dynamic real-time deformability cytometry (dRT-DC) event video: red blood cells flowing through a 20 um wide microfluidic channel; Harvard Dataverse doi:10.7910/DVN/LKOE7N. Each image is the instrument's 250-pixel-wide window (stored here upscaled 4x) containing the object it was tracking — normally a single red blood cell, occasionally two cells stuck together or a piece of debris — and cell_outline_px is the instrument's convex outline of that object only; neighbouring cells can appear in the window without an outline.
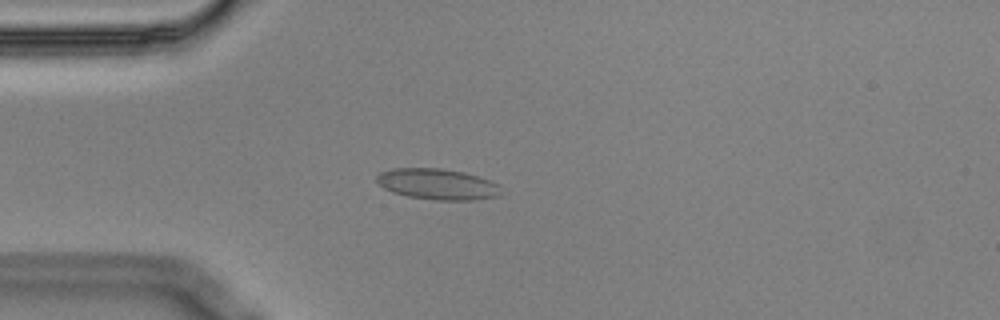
{"species": "Egyptian fruit bat (a non-hibernating species)", "species_latin": "Rousettus aegyptiacus", "temperature_condition": "cold", "stored_images_in_passage": 44, "camera_frame_rate_fps": 3000, "um_per_image_px": 0.085, "animal": {"sex": "male"}, "frame": {"image": 1, "passage_image": 8, "time_ms": 2.333, "image_size_px": [1000, 320], "cell_outline_px": [[500, 196], [476, 200], [436, 200], [408, 196], [392, 192], [384, 188], [376, 180], [376, 176], [380, 172], [392, 168], [440, 168], [464, 172], [500, 184]], "centroid_in_image_um": [37.19, 15.65], "position_along_channel_um": 47.8, "area_um2": 22.43}}
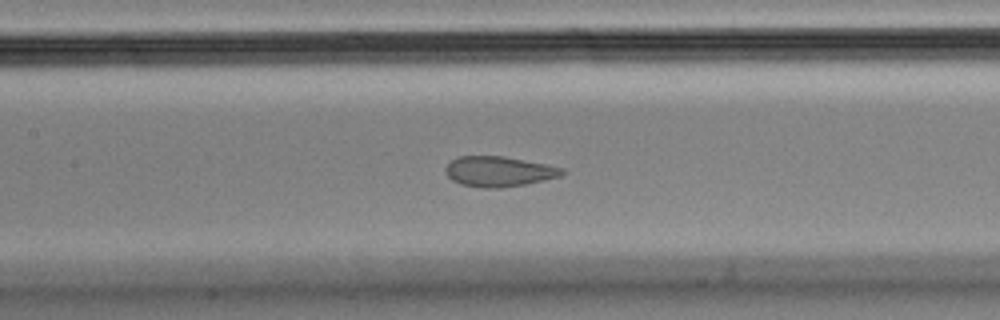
{"frame": {"image": 2, "passage_image": 19, "time_ms": 6.0, "image_size_px": [1000, 320], "cell_outline_px": [[568, 172], [560, 176], [544, 180], [524, 184], [496, 188], [480, 188], [460, 184], [452, 180], [444, 172], [444, 168], [452, 160], [460, 156], [504, 156], [564, 168]], "centroid_in_image_um": [42.39, 14.58], "position_along_channel_um": 165.0, "area_um2": 20.52}}
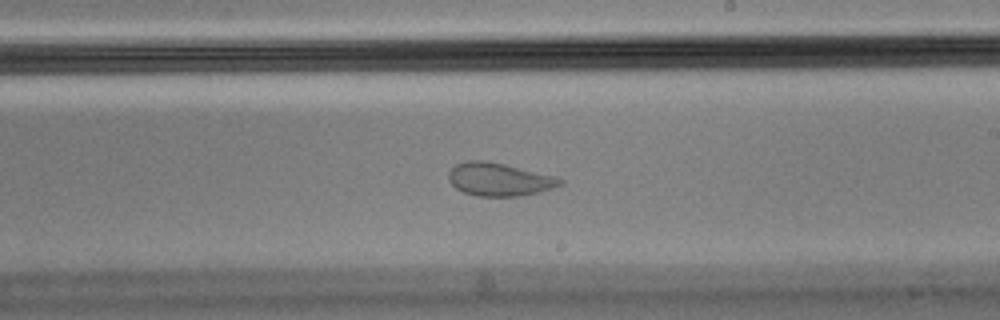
{"frame": {"image": 3, "passage_image": 26, "time_ms": 8.333, "image_size_px": [1000, 320], "cell_outline_px": [[564, 180], [560, 184], [552, 188], [540, 192], [520, 196], [476, 196], [464, 192], [456, 188], [448, 180], [448, 172], [456, 164], [468, 160], [484, 160], [504, 164], [556, 176]], "centroid_in_image_um": [42.41, 15.25], "position_along_channel_um": 246.6, "area_um2": 21.44}}